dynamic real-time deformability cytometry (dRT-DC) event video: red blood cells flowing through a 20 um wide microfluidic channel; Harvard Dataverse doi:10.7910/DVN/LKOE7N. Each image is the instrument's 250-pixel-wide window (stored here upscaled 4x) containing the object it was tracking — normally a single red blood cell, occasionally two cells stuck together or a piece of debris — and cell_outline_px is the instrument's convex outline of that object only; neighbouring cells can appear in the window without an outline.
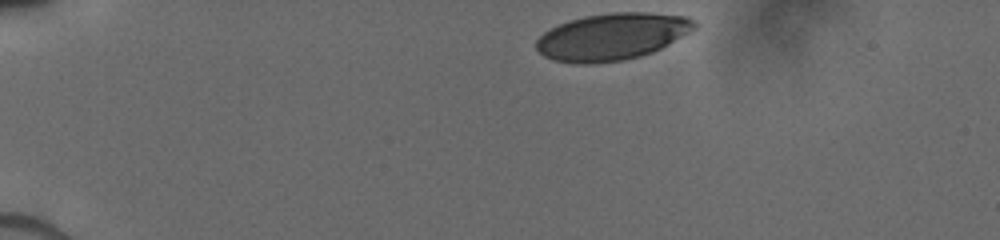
{"species": "human", "species_latin": "Homo sapiens", "temperature_condition": "cold", "stored_images_in_passage": 30, "camera_frame_rate_fps": 3000, "um_per_image_px": 0.085, "donor": {"sex": "male"}, "frame": {"image": 1, "passage_image": 1, "time_ms": 0.0, "image_size_px": [1000, 240], "cell_outline_px": [[696, 28], [660, 48], [652, 52], [640, 56], [624, 60], [588, 64], [576, 64], [552, 60], [544, 56], [536, 48], [536, 40], [544, 32], [560, 24], [584, 16], [612, 12], [648, 12], [688, 16], [696, 20]], "centroid_in_image_um": [52.03, 3.11], "position_along_channel_um": 33.0, "area_um2": 43.12}}
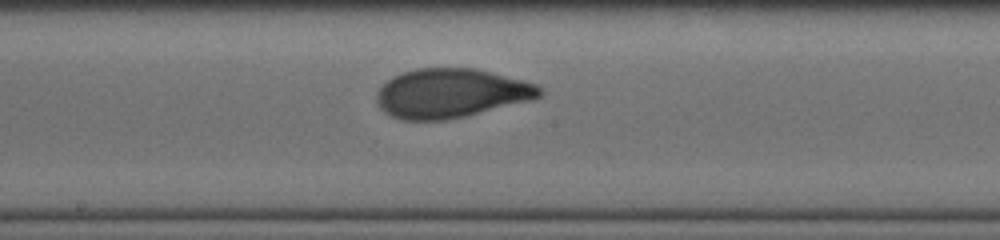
{"frame": {"image": 2, "passage_image": 18, "time_ms": 6.333, "image_size_px": [1000, 240], "cell_outline_px": [[544, 92], [540, 96], [532, 100], [464, 116], [444, 120], [404, 120], [392, 116], [384, 112], [376, 104], [376, 92], [392, 76], [416, 68], [476, 68], [524, 80], [536, 84]], "centroid_in_image_um": [38.32, 7.92], "position_along_channel_um": 209.9, "area_um2": 46.7}}
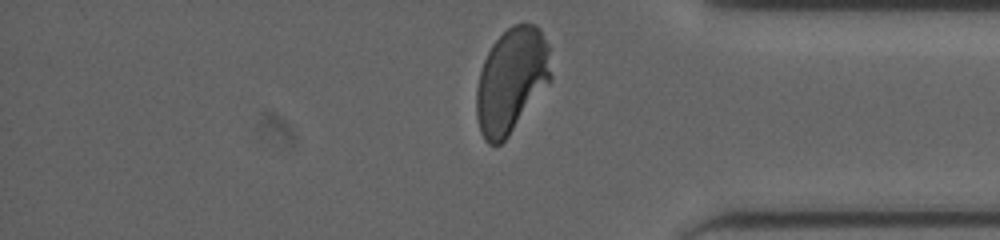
{"frame": {"image": 3, "passage_image": 30, "time_ms": 11.0, "image_size_px": [1000, 240], "cell_outline_px": [[552, 80], [508, 136], [500, 144], [488, 144], [484, 140], [480, 132], [476, 116], [476, 88], [480, 72], [484, 60], [492, 44], [512, 24], [536, 24], [540, 28], [548, 44], [552, 76]], "centroid_in_image_um": [43.48, 6.83], "position_along_channel_um": 391.7, "area_um2": 45.66}}